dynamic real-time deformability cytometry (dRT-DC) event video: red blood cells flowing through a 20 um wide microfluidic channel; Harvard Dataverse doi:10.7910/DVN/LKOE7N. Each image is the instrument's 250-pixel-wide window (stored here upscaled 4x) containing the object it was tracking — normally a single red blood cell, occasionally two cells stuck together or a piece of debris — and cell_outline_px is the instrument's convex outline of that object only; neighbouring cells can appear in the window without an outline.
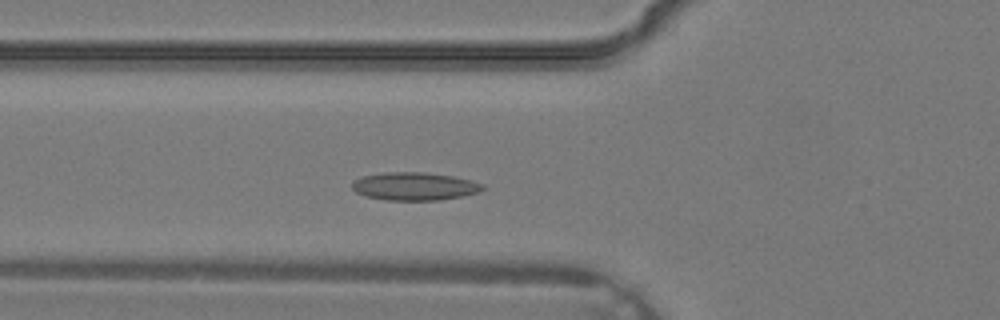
{"species": "common noctule bat (a hibernating species)", "species_latin": "Nyctalus noctula", "temperature_condition": "warm", "stored_images_in_passage": 27, "camera_frame_rate_fps": 3000, "um_per_image_px": 0.085, "animal": {"sex": "male", "body_mass_g": 19.2, "forearm_length_mm": 51.8}, "frame": {"image": 1, "passage_image": 3, "time_ms": 0.667, "image_size_px": [1000, 320], "cell_outline_px": [[484, 188], [480, 192], [464, 196], [440, 200], [384, 200], [364, 196], [356, 192], [352, 188], [352, 184], [356, 180], [364, 176], [384, 172], [424, 172], [452, 176], [484, 184]], "centroid_in_image_um": [35.24, 15.84], "position_along_channel_um": 90.6, "area_um2": 21.27}}
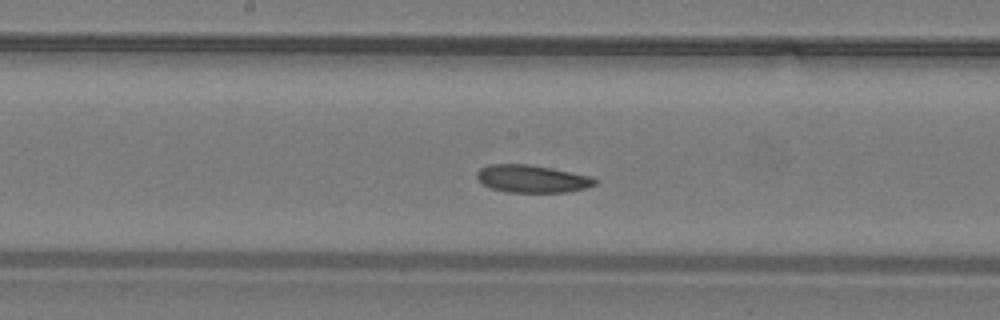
{"frame": {"image": 2, "passage_image": 9, "time_ms": 2.667, "image_size_px": [1000, 320], "cell_outline_px": [[596, 184], [584, 188], [568, 192], [508, 192], [492, 188], [484, 184], [476, 176], [476, 172], [480, 168], [488, 164], [528, 164], [552, 168], [592, 176], [596, 180]], "centroid_in_image_um": [45.23, 15.18], "position_along_channel_um": 203.0, "area_um2": 18.9}}
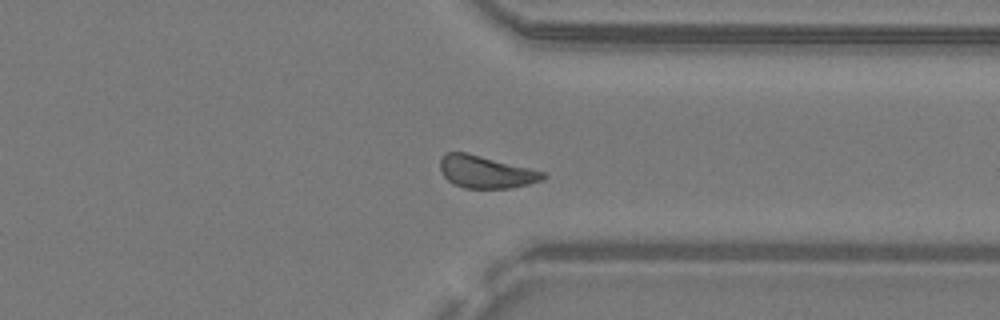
{"frame": {"image": 3, "passage_image": 18, "time_ms": 5.667, "image_size_px": [1000, 320], "cell_outline_px": [[548, 176], [544, 180], [528, 184], [508, 188], [464, 188], [452, 184], [444, 176], [440, 168], [440, 160], [448, 152], [464, 152], [544, 172]], "centroid_in_image_um": [41.29, 14.63], "position_along_channel_um": 370.1, "area_um2": 19.07}}